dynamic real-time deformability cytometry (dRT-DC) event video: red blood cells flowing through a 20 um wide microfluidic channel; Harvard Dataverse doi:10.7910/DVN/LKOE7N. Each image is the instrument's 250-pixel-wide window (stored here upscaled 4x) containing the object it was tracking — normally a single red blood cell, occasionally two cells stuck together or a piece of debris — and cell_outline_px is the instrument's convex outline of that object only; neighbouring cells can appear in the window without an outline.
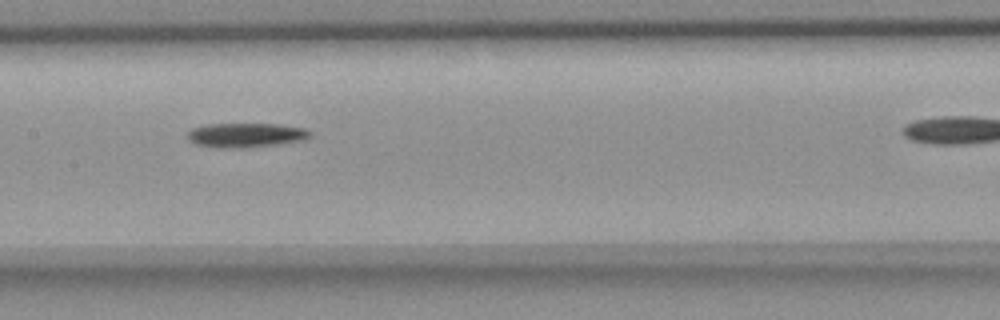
{"species": "common noctule bat (a hibernating species)", "species_latin": "Nyctalus noctula", "temperature_condition": "room temperature", "stored_images_in_passage": 9, "camera_frame_rate_fps": 3000, "um_per_image_px": 0.085, "animal": {"sex": "female", "body_mass_g": 18.4}, "frame": {"image": 1, "passage_image": 4, "time_ms": 4.667, "image_size_px": [1000, 320], "cell_outline_px": [[312, 136], [304, 140], [276, 144], [244, 148], [216, 148], [196, 144], [188, 140], [188, 132], [192, 128], [208, 124], [280, 124], [304, 128], [312, 132]], "centroid_in_image_um": [20.91, 11.49], "position_along_channel_um": 186.5, "area_um2": 17.51}}